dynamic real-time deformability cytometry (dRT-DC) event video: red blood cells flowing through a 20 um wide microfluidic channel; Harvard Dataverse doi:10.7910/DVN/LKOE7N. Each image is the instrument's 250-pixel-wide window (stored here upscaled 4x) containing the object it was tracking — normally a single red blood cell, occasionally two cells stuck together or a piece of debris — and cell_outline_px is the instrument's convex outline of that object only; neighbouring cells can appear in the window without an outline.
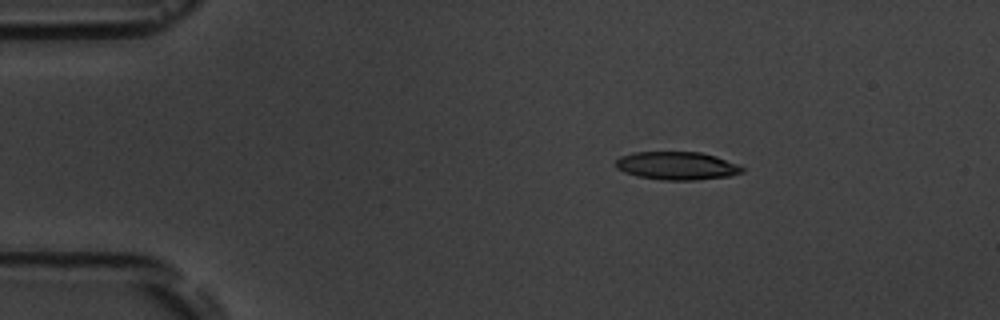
{"species": "common noctule bat (a hibernating species)", "species_latin": "Nyctalus noctula", "temperature_condition": "room temperature", "stored_images_in_passage": 5, "camera_frame_rate_fps": 3000, "um_per_image_px": 0.085, "animal": {"sex": "male", "body_mass_g": 19.5, "forearm_length_mm": 54.6}, "frame": {"image": 1, "passage_image": 2, "time_ms": 1.0, "image_size_px": [1000, 320], "cell_outline_px": [[744, 172], [728, 176], [696, 180], [660, 180], [636, 176], [624, 172], [616, 168], [616, 160], [620, 156], [636, 152], [700, 152], [716, 156], [740, 164], [744, 168]], "centroid_in_image_um": [57.55, 14.09], "position_along_channel_um": 27.4, "area_um2": 20.87}}